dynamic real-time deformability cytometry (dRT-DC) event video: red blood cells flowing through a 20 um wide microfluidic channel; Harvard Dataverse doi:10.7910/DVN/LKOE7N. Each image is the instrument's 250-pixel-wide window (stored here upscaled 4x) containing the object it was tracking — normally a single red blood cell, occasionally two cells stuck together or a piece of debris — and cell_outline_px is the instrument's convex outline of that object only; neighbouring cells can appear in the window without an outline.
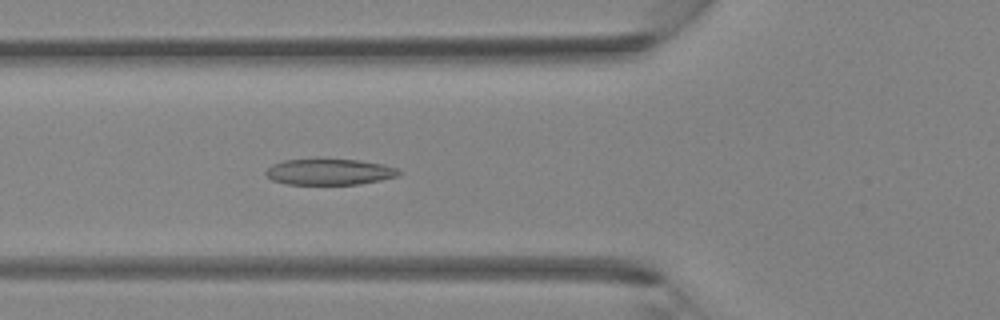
{"species": "Egyptian fruit bat (a non-hibernating species)", "species_latin": "Rousettus aegyptiacus", "temperature_condition": "room temperature", "stored_images_in_passage": 41, "camera_frame_rate_fps": 3000, "um_per_image_px": 0.085, "animal": {"sex": "female"}, "frame": {"image": 1, "passage_image": 15, "time_ms": 4.667, "image_size_px": [1000, 320], "cell_outline_px": [[400, 172], [396, 176], [380, 180], [360, 184], [288, 184], [272, 180], [264, 172], [272, 164], [284, 160], [316, 156], [360, 160], [384, 164], [396, 168]], "centroid_in_image_um": [27.95, 14.55], "position_along_channel_um": 97.8, "area_um2": 20.92}}
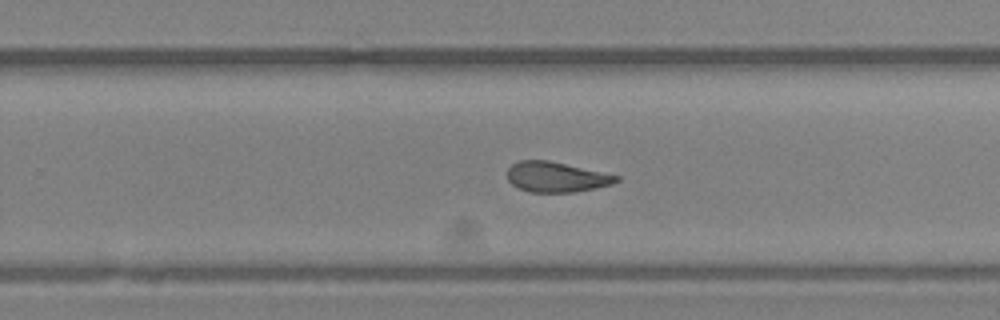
{"frame": {"image": 2, "passage_image": 26, "time_ms": 8.333, "image_size_px": [1000, 320], "cell_outline_px": [[620, 180], [612, 184], [576, 192], [528, 192], [512, 184], [508, 180], [508, 168], [512, 164], [520, 160], [548, 160], [620, 176]], "centroid_in_image_um": [47.28, 15.04], "position_along_channel_um": 282.5, "area_um2": 19.07}}
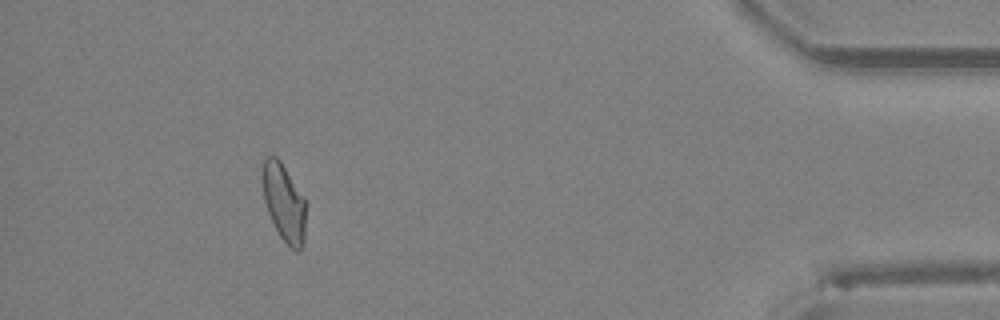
{"frame": {"image": 3, "passage_image": 37, "time_ms": 12.0, "image_size_px": [1000, 320], "cell_outline_px": [[304, 240], [300, 252], [296, 252], [280, 236], [268, 212], [264, 200], [264, 156], [276, 156], [280, 160], [304, 196]], "centroid_in_image_um": [24.15, 17.22], "position_along_channel_um": 411.0, "area_um2": 19.02}}